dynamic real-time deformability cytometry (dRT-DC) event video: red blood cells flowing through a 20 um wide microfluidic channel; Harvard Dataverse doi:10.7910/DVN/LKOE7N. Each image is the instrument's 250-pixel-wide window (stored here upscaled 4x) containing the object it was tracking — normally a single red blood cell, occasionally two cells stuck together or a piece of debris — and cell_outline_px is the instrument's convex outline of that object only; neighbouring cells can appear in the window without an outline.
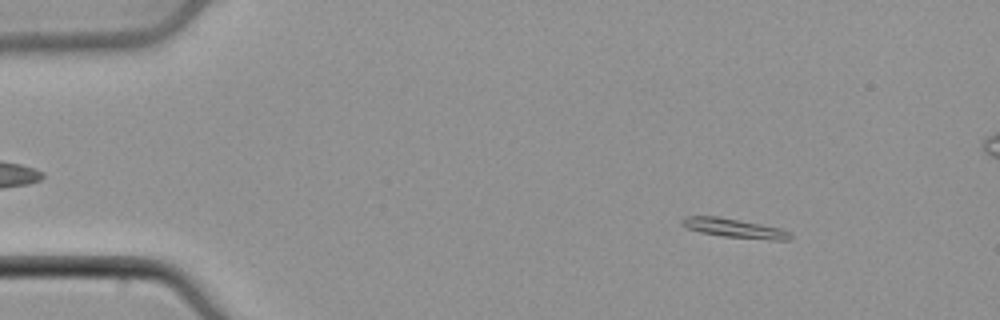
{"species": "common noctule bat (a hibernating species)", "species_latin": "Nyctalus noctula", "temperature_condition": "cold", "stored_images_in_passage": 50, "camera_frame_rate_fps": 3000, "um_per_image_px": 0.085, "animal": {"sex": "male", "body_mass_g": 21.5, "forearm_length_mm": 52.0}, "frame": {"image": 1, "passage_image": 6, "time_ms": 1.667, "image_size_px": [1000, 320], "cell_outline_px": [[792, 236], [788, 240], [776, 240], [724, 236], [700, 232], [688, 228], [680, 220], [684, 216], [716, 216], [780, 228], [788, 232]], "centroid_in_image_um": [62.4, 19.39], "position_along_channel_um": 22.6, "area_um2": 11.62}}
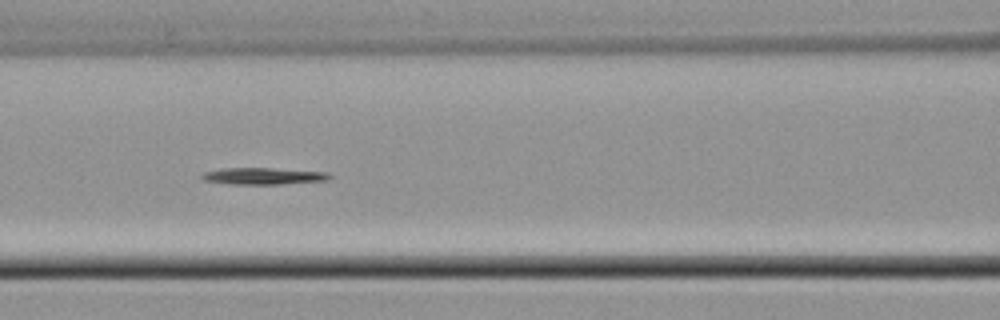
{"frame": {"image": 2, "passage_image": 21, "time_ms": 6.667, "image_size_px": [1000, 320], "cell_outline_px": [[332, 176], [328, 180], [280, 184], [232, 184], [204, 180], [200, 176], [204, 172], [220, 168], [272, 168], [328, 172]], "centroid_in_image_um": [22.39, 14.96], "position_along_channel_um": 144.2, "area_um2": 12.43}}
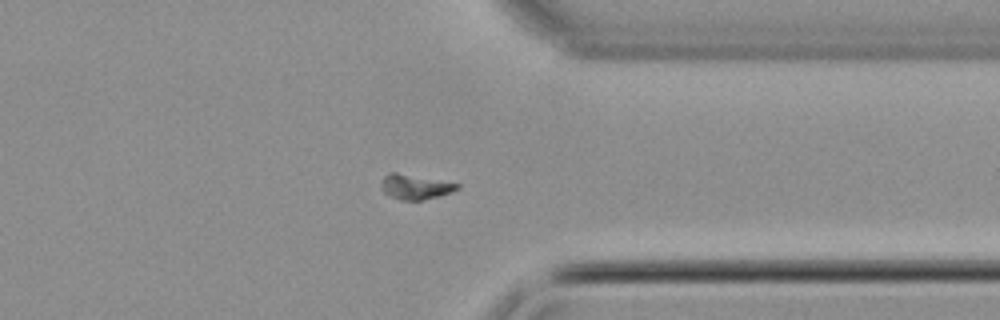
{"frame": {"image": 3, "passage_image": 38, "time_ms": 12.333, "image_size_px": [1000, 320], "cell_outline_px": [[460, 188], [436, 196], [420, 200], [400, 200], [388, 196], [384, 192], [380, 184], [384, 176], [388, 172], [396, 172], [460, 184]], "centroid_in_image_um": [35.22, 15.87], "position_along_channel_um": 376.2, "area_um2": 10.81}}